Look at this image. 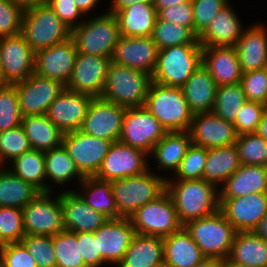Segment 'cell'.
<instances>
[{"mask_svg": "<svg viewBox=\"0 0 267 267\" xmlns=\"http://www.w3.org/2000/svg\"><path fill=\"white\" fill-rule=\"evenodd\" d=\"M25 235L22 209L0 207V246L20 242Z\"/></svg>", "mask_w": 267, "mask_h": 267, "instance_id": "46", "label": "cell"}, {"mask_svg": "<svg viewBox=\"0 0 267 267\" xmlns=\"http://www.w3.org/2000/svg\"><path fill=\"white\" fill-rule=\"evenodd\" d=\"M93 97L66 88L50 104L46 116L63 132L81 129Z\"/></svg>", "mask_w": 267, "mask_h": 267, "instance_id": "23", "label": "cell"}, {"mask_svg": "<svg viewBox=\"0 0 267 267\" xmlns=\"http://www.w3.org/2000/svg\"><path fill=\"white\" fill-rule=\"evenodd\" d=\"M29 140L23 127H15L0 132V163L8 159L12 161L24 152L31 150ZM5 160V161H4Z\"/></svg>", "mask_w": 267, "mask_h": 267, "instance_id": "47", "label": "cell"}, {"mask_svg": "<svg viewBox=\"0 0 267 267\" xmlns=\"http://www.w3.org/2000/svg\"><path fill=\"white\" fill-rule=\"evenodd\" d=\"M0 267H37L31 254L21 242L0 246Z\"/></svg>", "mask_w": 267, "mask_h": 267, "instance_id": "54", "label": "cell"}, {"mask_svg": "<svg viewBox=\"0 0 267 267\" xmlns=\"http://www.w3.org/2000/svg\"><path fill=\"white\" fill-rule=\"evenodd\" d=\"M154 0H113L111 7L108 12L115 14L129 6H132L134 3H144V4H153Z\"/></svg>", "mask_w": 267, "mask_h": 267, "instance_id": "58", "label": "cell"}, {"mask_svg": "<svg viewBox=\"0 0 267 267\" xmlns=\"http://www.w3.org/2000/svg\"><path fill=\"white\" fill-rule=\"evenodd\" d=\"M22 114L14 85L0 87V132L19 127Z\"/></svg>", "mask_w": 267, "mask_h": 267, "instance_id": "45", "label": "cell"}, {"mask_svg": "<svg viewBox=\"0 0 267 267\" xmlns=\"http://www.w3.org/2000/svg\"><path fill=\"white\" fill-rule=\"evenodd\" d=\"M20 242L33 256L37 267H56L52 236L25 235Z\"/></svg>", "mask_w": 267, "mask_h": 267, "instance_id": "49", "label": "cell"}, {"mask_svg": "<svg viewBox=\"0 0 267 267\" xmlns=\"http://www.w3.org/2000/svg\"><path fill=\"white\" fill-rule=\"evenodd\" d=\"M219 210L237 232L253 231L267 213V193L219 199Z\"/></svg>", "mask_w": 267, "mask_h": 267, "instance_id": "20", "label": "cell"}, {"mask_svg": "<svg viewBox=\"0 0 267 267\" xmlns=\"http://www.w3.org/2000/svg\"><path fill=\"white\" fill-rule=\"evenodd\" d=\"M191 144L189 131L167 132L154 145L151 154L156 158L160 169L174 170L173 172H175Z\"/></svg>", "mask_w": 267, "mask_h": 267, "instance_id": "36", "label": "cell"}, {"mask_svg": "<svg viewBox=\"0 0 267 267\" xmlns=\"http://www.w3.org/2000/svg\"><path fill=\"white\" fill-rule=\"evenodd\" d=\"M13 174L23 181L33 185L40 192H52V188L44 179H46V165L44 152L31 149L12 160Z\"/></svg>", "mask_w": 267, "mask_h": 267, "instance_id": "39", "label": "cell"}, {"mask_svg": "<svg viewBox=\"0 0 267 267\" xmlns=\"http://www.w3.org/2000/svg\"><path fill=\"white\" fill-rule=\"evenodd\" d=\"M52 193H39L22 209L26 235L53 236L65 230L61 193L51 199Z\"/></svg>", "mask_w": 267, "mask_h": 267, "instance_id": "10", "label": "cell"}, {"mask_svg": "<svg viewBox=\"0 0 267 267\" xmlns=\"http://www.w3.org/2000/svg\"><path fill=\"white\" fill-rule=\"evenodd\" d=\"M84 194L81 198L95 211L102 213L108 219L122 218L114 199L111 181H104L95 176H87L80 182ZM87 196V197H86Z\"/></svg>", "mask_w": 267, "mask_h": 267, "instance_id": "37", "label": "cell"}, {"mask_svg": "<svg viewBox=\"0 0 267 267\" xmlns=\"http://www.w3.org/2000/svg\"><path fill=\"white\" fill-rule=\"evenodd\" d=\"M163 255L168 267H195L205 258L184 227L163 238Z\"/></svg>", "mask_w": 267, "mask_h": 267, "instance_id": "30", "label": "cell"}, {"mask_svg": "<svg viewBox=\"0 0 267 267\" xmlns=\"http://www.w3.org/2000/svg\"><path fill=\"white\" fill-rule=\"evenodd\" d=\"M234 47L242 73L267 67V29L263 25L245 29Z\"/></svg>", "mask_w": 267, "mask_h": 267, "instance_id": "27", "label": "cell"}, {"mask_svg": "<svg viewBox=\"0 0 267 267\" xmlns=\"http://www.w3.org/2000/svg\"><path fill=\"white\" fill-rule=\"evenodd\" d=\"M145 157H148V154L142 150L115 141L95 177L104 181H113L140 175L149 170Z\"/></svg>", "mask_w": 267, "mask_h": 267, "instance_id": "14", "label": "cell"}, {"mask_svg": "<svg viewBox=\"0 0 267 267\" xmlns=\"http://www.w3.org/2000/svg\"><path fill=\"white\" fill-rule=\"evenodd\" d=\"M173 180L166 179V191L171 196L178 219L183 225L219 210V192L214 184L203 179Z\"/></svg>", "mask_w": 267, "mask_h": 267, "instance_id": "1", "label": "cell"}, {"mask_svg": "<svg viewBox=\"0 0 267 267\" xmlns=\"http://www.w3.org/2000/svg\"><path fill=\"white\" fill-rule=\"evenodd\" d=\"M253 232L267 242V213L260 220Z\"/></svg>", "mask_w": 267, "mask_h": 267, "instance_id": "63", "label": "cell"}, {"mask_svg": "<svg viewBox=\"0 0 267 267\" xmlns=\"http://www.w3.org/2000/svg\"><path fill=\"white\" fill-rule=\"evenodd\" d=\"M39 193L37 188L13 174L10 169L0 168V207L23 209Z\"/></svg>", "mask_w": 267, "mask_h": 267, "instance_id": "38", "label": "cell"}, {"mask_svg": "<svg viewBox=\"0 0 267 267\" xmlns=\"http://www.w3.org/2000/svg\"><path fill=\"white\" fill-rule=\"evenodd\" d=\"M78 193L72 190L61 193L64 228L76 233H94L109 219L86 204Z\"/></svg>", "mask_w": 267, "mask_h": 267, "instance_id": "24", "label": "cell"}, {"mask_svg": "<svg viewBox=\"0 0 267 267\" xmlns=\"http://www.w3.org/2000/svg\"><path fill=\"white\" fill-rule=\"evenodd\" d=\"M167 132L189 131L193 119L180 87L151 82L144 105Z\"/></svg>", "mask_w": 267, "mask_h": 267, "instance_id": "2", "label": "cell"}, {"mask_svg": "<svg viewBox=\"0 0 267 267\" xmlns=\"http://www.w3.org/2000/svg\"><path fill=\"white\" fill-rule=\"evenodd\" d=\"M224 264L222 259L205 257L195 267H224Z\"/></svg>", "mask_w": 267, "mask_h": 267, "instance_id": "61", "label": "cell"}, {"mask_svg": "<svg viewBox=\"0 0 267 267\" xmlns=\"http://www.w3.org/2000/svg\"><path fill=\"white\" fill-rule=\"evenodd\" d=\"M202 65L217 86L236 84L241 81L243 73L234 46L202 47Z\"/></svg>", "mask_w": 267, "mask_h": 267, "instance_id": "25", "label": "cell"}, {"mask_svg": "<svg viewBox=\"0 0 267 267\" xmlns=\"http://www.w3.org/2000/svg\"><path fill=\"white\" fill-rule=\"evenodd\" d=\"M225 263L267 267V242L253 231L237 232Z\"/></svg>", "mask_w": 267, "mask_h": 267, "instance_id": "33", "label": "cell"}, {"mask_svg": "<svg viewBox=\"0 0 267 267\" xmlns=\"http://www.w3.org/2000/svg\"><path fill=\"white\" fill-rule=\"evenodd\" d=\"M77 53L71 37L62 43L37 51L34 73L42 78L57 80L66 86L72 75Z\"/></svg>", "mask_w": 267, "mask_h": 267, "instance_id": "19", "label": "cell"}, {"mask_svg": "<svg viewBox=\"0 0 267 267\" xmlns=\"http://www.w3.org/2000/svg\"><path fill=\"white\" fill-rule=\"evenodd\" d=\"M136 231L129 218L109 219L94 232L98 252L104 263L119 264ZM110 262V263H109Z\"/></svg>", "mask_w": 267, "mask_h": 267, "instance_id": "21", "label": "cell"}, {"mask_svg": "<svg viewBox=\"0 0 267 267\" xmlns=\"http://www.w3.org/2000/svg\"><path fill=\"white\" fill-rule=\"evenodd\" d=\"M166 133L145 106L126 108L119 141L149 155Z\"/></svg>", "mask_w": 267, "mask_h": 267, "instance_id": "11", "label": "cell"}, {"mask_svg": "<svg viewBox=\"0 0 267 267\" xmlns=\"http://www.w3.org/2000/svg\"><path fill=\"white\" fill-rule=\"evenodd\" d=\"M241 22L229 3L197 36L202 47L235 46L243 31Z\"/></svg>", "mask_w": 267, "mask_h": 267, "instance_id": "26", "label": "cell"}, {"mask_svg": "<svg viewBox=\"0 0 267 267\" xmlns=\"http://www.w3.org/2000/svg\"><path fill=\"white\" fill-rule=\"evenodd\" d=\"M192 0H154L153 5L158 13L161 9L176 6L183 3H191Z\"/></svg>", "mask_w": 267, "mask_h": 267, "instance_id": "60", "label": "cell"}, {"mask_svg": "<svg viewBox=\"0 0 267 267\" xmlns=\"http://www.w3.org/2000/svg\"><path fill=\"white\" fill-rule=\"evenodd\" d=\"M80 254L87 267H99L103 264V257L98 252L97 240L93 232L76 233Z\"/></svg>", "mask_w": 267, "mask_h": 267, "instance_id": "56", "label": "cell"}, {"mask_svg": "<svg viewBox=\"0 0 267 267\" xmlns=\"http://www.w3.org/2000/svg\"><path fill=\"white\" fill-rule=\"evenodd\" d=\"M162 263L163 238L136 234L116 267H156Z\"/></svg>", "mask_w": 267, "mask_h": 267, "instance_id": "32", "label": "cell"}, {"mask_svg": "<svg viewBox=\"0 0 267 267\" xmlns=\"http://www.w3.org/2000/svg\"><path fill=\"white\" fill-rule=\"evenodd\" d=\"M219 199H232L252 193H267V167L241 165L224 183Z\"/></svg>", "mask_w": 267, "mask_h": 267, "instance_id": "28", "label": "cell"}, {"mask_svg": "<svg viewBox=\"0 0 267 267\" xmlns=\"http://www.w3.org/2000/svg\"><path fill=\"white\" fill-rule=\"evenodd\" d=\"M46 165V179L50 178L53 183L63 184L75 176L79 182L84 176L77 169L74 161L69 156L63 145L44 152Z\"/></svg>", "mask_w": 267, "mask_h": 267, "instance_id": "40", "label": "cell"}, {"mask_svg": "<svg viewBox=\"0 0 267 267\" xmlns=\"http://www.w3.org/2000/svg\"><path fill=\"white\" fill-rule=\"evenodd\" d=\"M183 227L205 257L227 260L237 230L220 210L212 215L190 220Z\"/></svg>", "mask_w": 267, "mask_h": 267, "instance_id": "4", "label": "cell"}, {"mask_svg": "<svg viewBox=\"0 0 267 267\" xmlns=\"http://www.w3.org/2000/svg\"><path fill=\"white\" fill-rule=\"evenodd\" d=\"M120 36L148 37L151 36L157 18L153 4L134 3L114 14Z\"/></svg>", "mask_w": 267, "mask_h": 267, "instance_id": "31", "label": "cell"}, {"mask_svg": "<svg viewBox=\"0 0 267 267\" xmlns=\"http://www.w3.org/2000/svg\"><path fill=\"white\" fill-rule=\"evenodd\" d=\"M156 267H168V266L165 263H162V264H160V265H158Z\"/></svg>", "mask_w": 267, "mask_h": 267, "instance_id": "67", "label": "cell"}, {"mask_svg": "<svg viewBox=\"0 0 267 267\" xmlns=\"http://www.w3.org/2000/svg\"><path fill=\"white\" fill-rule=\"evenodd\" d=\"M117 19L109 12L95 17L71 30L78 53L112 58L115 46L120 39Z\"/></svg>", "mask_w": 267, "mask_h": 267, "instance_id": "8", "label": "cell"}, {"mask_svg": "<svg viewBox=\"0 0 267 267\" xmlns=\"http://www.w3.org/2000/svg\"><path fill=\"white\" fill-rule=\"evenodd\" d=\"M266 107L265 104L247 100L233 123L237 134L255 133Z\"/></svg>", "mask_w": 267, "mask_h": 267, "instance_id": "50", "label": "cell"}, {"mask_svg": "<svg viewBox=\"0 0 267 267\" xmlns=\"http://www.w3.org/2000/svg\"><path fill=\"white\" fill-rule=\"evenodd\" d=\"M208 149L191 144L175 171L176 180L202 179Z\"/></svg>", "mask_w": 267, "mask_h": 267, "instance_id": "48", "label": "cell"}, {"mask_svg": "<svg viewBox=\"0 0 267 267\" xmlns=\"http://www.w3.org/2000/svg\"><path fill=\"white\" fill-rule=\"evenodd\" d=\"M240 83L247 100L266 105L267 67L243 73Z\"/></svg>", "mask_w": 267, "mask_h": 267, "instance_id": "52", "label": "cell"}, {"mask_svg": "<svg viewBox=\"0 0 267 267\" xmlns=\"http://www.w3.org/2000/svg\"><path fill=\"white\" fill-rule=\"evenodd\" d=\"M21 126L32 149L45 152L62 145L64 133L45 114L24 116Z\"/></svg>", "mask_w": 267, "mask_h": 267, "instance_id": "34", "label": "cell"}, {"mask_svg": "<svg viewBox=\"0 0 267 267\" xmlns=\"http://www.w3.org/2000/svg\"><path fill=\"white\" fill-rule=\"evenodd\" d=\"M129 219L136 234L146 236L164 238L183 227L178 219L173 200L167 191L140 207Z\"/></svg>", "mask_w": 267, "mask_h": 267, "instance_id": "9", "label": "cell"}, {"mask_svg": "<svg viewBox=\"0 0 267 267\" xmlns=\"http://www.w3.org/2000/svg\"><path fill=\"white\" fill-rule=\"evenodd\" d=\"M241 165L267 167V141L256 133L238 135L235 143Z\"/></svg>", "mask_w": 267, "mask_h": 267, "instance_id": "44", "label": "cell"}, {"mask_svg": "<svg viewBox=\"0 0 267 267\" xmlns=\"http://www.w3.org/2000/svg\"><path fill=\"white\" fill-rule=\"evenodd\" d=\"M8 85L5 82L4 75H3V69H2V64H1V55H0V87Z\"/></svg>", "mask_w": 267, "mask_h": 267, "instance_id": "65", "label": "cell"}, {"mask_svg": "<svg viewBox=\"0 0 267 267\" xmlns=\"http://www.w3.org/2000/svg\"><path fill=\"white\" fill-rule=\"evenodd\" d=\"M23 12L47 4L48 0H12Z\"/></svg>", "mask_w": 267, "mask_h": 267, "instance_id": "59", "label": "cell"}, {"mask_svg": "<svg viewBox=\"0 0 267 267\" xmlns=\"http://www.w3.org/2000/svg\"><path fill=\"white\" fill-rule=\"evenodd\" d=\"M189 133L193 145L207 149L233 145L238 138L234 124L213 111L193 114Z\"/></svg>", "mask_w": 267, "mask_h": 267, "instance_id": "18", "label": "cell"}, {"mask_svg": "<svg viewBox=\"0 0 267 267\" xmlns=\"http://www.w3.org/2000/svg\"><path fill=\"white\" fill-rule=\"evenodd\" d=\"M181 89L193 114L213 110L217 85L202 64H200Z\"/></svg>", "mask_w": 267, "mask_h": 267, "instance_id": "29", "label": "cell"}, {"mask_svg": "<svg viewBox=\"0 0 267 267\" xmlns=\"http://www.w3.org/2000/svg\"><path fill=\"white\" fill-rule=\"evenodd\" d=\"M111 62V58L77 53L72 75L65 88L101 98Z\"/></svg>", "mask_w": 267, "mask_h": 267, "instance_id": "13", "label": "cell"}, {"mask_svg": "<svg viewBox=\"0 0 267 267\" xmlns=\"http://www.w3.org/2000/svg\"><path fill=\"white\" fill-rule=\"evenodd\" d=\"M151 38L159 50L177 45H201L197 36L188 27L158 18H156Z\"/></svg>", "mask_w": 267, "mask_h": 267, "instance_id": "41", "label": "cell"}, {"mask_svg": "<svg viewBox=\"0 0 267 267\" xmlns=\"http://www.w3.org/2000/svg\"><path fill=\"white\" fill-rule=\"evenodd\" d=\"M23 11L12 0H0V38L21 33Z\"/></svg>", "mask_w": 267, "mask_h": 267, "instance_id": "53", "label": "cell"}, {"mask_svg": "<svg viewBox=\"0 0 267 267\" xmlns=\"http://www.w3.org/2000/svg\"><path fill=\"white\" fill-rule=\"evenodd\" d=\"M56 267H87L80 254L76 232L63 230L52 236Z\"/></svg>", "mask_w": 267, "mask_h": 267, "instance_id": "43", "label": "cell"}, {"mask_svg": "<svg viewBox=\"0 0 267 267\" xmlns=\"http://www.w3.org/2000/svg\"><path fill=\"white\" fill-rule=\"evenodd\" d=\"M255 133L267 141V107L262 115L261 121Z\"/></svg>", "mask_w": 267, "mask_h": 267, "instance_id": "64", "label": "cell"}, {"mask_svg": "<svg viewBox=\"0 0 267 267\" xmlns=\"http://www.w3.org/2000/svg\"><path fill=\"white\" fill-rule=\"evenodd\" d=\"M166 179L146 172L111 181L118 213L130 218L140 207L157 199L166 191Z\"/></svg>", "mask_w": 267, "mask_h": 267, "instance_id": "5", "label": "cell"}, {"mask_svg": "<svg viewBox=\"0 0 267 267\" xmlns=\"http://www.w3.org/2000/svg\"><path fill=\"white\" fill-rule=\"evenodd\" d=\"M83 14L89 13L98 4L99 0H74Z\"/></svg>", "mask_w": 267, "mask_h": 267, "instance_id": "62", "label": "cell"}, {"mask_svg": "<svg viewBox=\"0 0 267 267\" xmlns=\"http://www.w3.org/2000/svg\"><path fill=\"white\" fill-rule=\"evenodd\" d=\"M159 20L188 27L194 33L193 7L191 3L161 9L157 13Z\"/></svg>", "mask_w": 267, "mask_h": 267, "instance_id": "55", "label": "cell"}, {"mask_svg": "<svg viewBox=\"0 0 267 267\" xmlns=\"http://www.w3.org/2000/svg\"><path fill=\"white\" fill-rule=\"evenodd\" d=\"M194 34L198 36L228 4V0H192Z\"/></svg>", "mask_w": 267, "mask_h": 267, "instance_id": "51", "label": "cell"}, {"mask_svg": "<svg viewBox=\"0 0 267 267\" xmlns=\"http://www.w3.org/2000/svg\"><path fill=\"white\" fill-rule=\"evenodd\" d=\"M0 55L7 84L24 81L34 73L35 52L21 33L0 38Z\"/></svg>", "mask_w": 267, "mask_h": 267, "instance_id": "16", "label": "cell"}, {"mask_svg": "<svg viewBox=\"0 0 267 267\" xmlns=\"http://www.w3.org/2000/svg\"><path fill=\"white\" fill-rule=\"evenodd\" d=\"M47 5L70 30H73L81 24L80 22L77 23V19L81 17L83 13L74 0H48Z\"/></svg>", "mask_w": 267, "mask_h": 267, "instance_id": "57", "label": "cell"}, {"mask_svg": "<svg viewBox=\"0 0 267 267\" xmlns=\"http://www.w3.org/2000/svg\"><path fill=\"white\" fill-rule=\"evenodd\" d=\"M241 166L235 144L208 149L202 179L214 184L224 183Z\"/></svg>", "mask_w": 267, "mask_h": 267, "instance_id": "35", "label": "cell"}, {"mask_svg": "<svg viewBox=\"0 0 267 267\" xmlns=\"http://www.w3.org/2000/svg\"><path fill=\"white\" fill-rule=\"evenodd\" d=\"M224 267H255V266H250V265H245V264H236V263H225Z\"/></svg>", "mask_w": 267, "mask_h": 267, "instance_id": "66", "label": "cell"}, {"mask_svg": "<svg viewBox=\"0 0 267 267\" xmlns=\"http://www.w3.org/2000/svg\"><path fill=\"white\" fill-rule=\"evenodd\" d=\"M152 76L111 62L101 98L125 108L143 107Z\"/></svg>", "mask_w": 267, "mask_h": 267, "instance_id": "3", "label": "cell"}, {"mask_svg": "<svg viewBox=\"0 0 267 267\" xmlns=\"http://www.w3.org/2000/svg\"><path fill=\"white\" fill-rule=\"evenodd\" d=\"M247 101L241 83L217 86L213 112L234 123L237 113Z\"/></svg>", "mask_w": 267, "mask_h": 267, "instance_id": "42", "label": "cell"}, {"mask_svg": "<svg viewBox=\"0 0 267 267\" xmlns=\"http://www.w3.org/2000/svg\"><path fill=\"white\" fill-rule=\"evenodd\" d=\"M112 144L81 130L64 133L62 138L63 147L84 177L97 174Z\"/></svg>", "mask_w": 267, "mask_h": 267, "instance_id": "12", "label": "cell"}, {"mask_svg": "<svg viewBox=\"0 0 267 267\" xmlns=\"http://www.w3.org/2000/svg\"><path fill=\"white\" fill-rule=\"evenodd\" d=\"M16 87L22 117L46 114L50 104L65 89L57 80L42 78L33 73Z\"/></svg>", "mask_w": 267, "mask_h": 267, "instance_id": "15", "label": "cell"}, {"mask_svg": "<svg viewBox=\"0 0 267 267\" xmlns=\"http://www.w3.org/2000/svg\"><path fill=\"white\" fill-rule=\"evenodd\" d=\"M159 49L151 36H121L115 46L112 62L145 72L152 76L158 58Z\"/></svg>", "mask_w": 267, "mask_h": 267, "instance_id": "22", "label": "cell"}, {"mask_svg": "<svg viewBox=\"0 0 267 267\" xmlns=\"http://www.w3.org/2000/svg\"><path fill=\"white\" fill-rule=\"evenodd\" d=\"M125 111V107L93 98L80 130L103 140L119 141Z\"/></svg>", "mask_w": 267, "mask_h": 267, "instance_id": "17", "label": "cell"}, {"mask_svg": "<svg viewBox=\"0 0 267 267\" xmlns=\"http://www.w3.org/2000/svg\"><path fill=\"white\" fill-rule=\"evenodd\" d=\"M200 64L201 45H177L160 49L152 81L164 86L181 88Z\"/></svg>", "mask_w": 267, "mask_h": 267, "instance_id": "6", "label": "cell"}, {"mask_svg": "<svg viewBox=\"0 0 267 267\" xmlns=\"http://www.w3.org/2000/svg\"><path fill=\"white\" fill-rule=\"evenodd\" d=\"M21 34L36 53L71 37V30L47 5L23 12Z\"/></svg>", "mask_w": 267, "mask_h": 267, "instance_id": "7", "label": "cell"}]
</instances>
